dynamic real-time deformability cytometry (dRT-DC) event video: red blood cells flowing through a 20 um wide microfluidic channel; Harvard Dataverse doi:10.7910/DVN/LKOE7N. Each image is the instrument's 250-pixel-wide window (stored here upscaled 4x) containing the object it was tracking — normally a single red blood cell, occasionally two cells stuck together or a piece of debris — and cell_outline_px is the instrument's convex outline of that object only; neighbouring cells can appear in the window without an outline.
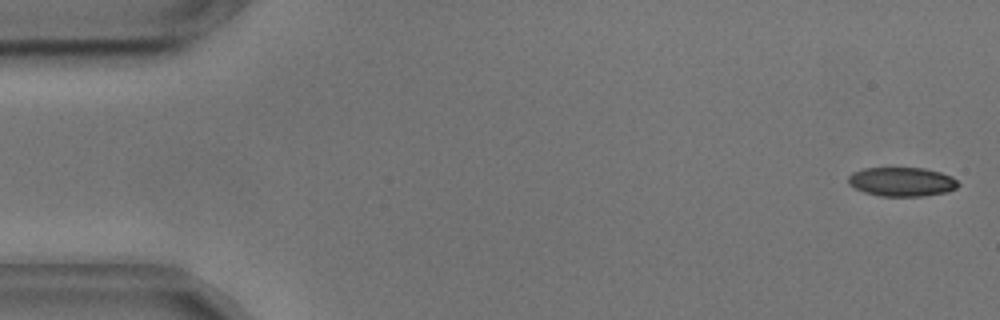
{"species": "common noctule bat (a hibernating species)", "species_latin": "Nyctalus noctula", "temperature_condition": "cold", "stored_images_in_passage": 55, "camera_frame_rate_fps": 3000, "um_per_image_px": 0.085, "animal": {"sex": "male", "body_mass_g": 17.9, "forearm_length_mm": 54.2}, "frame": {"image": 1, "passage_image": 2, "time_ms": 0.333, "image_size_px": [1000, 320], "cell_outline_px": [[960, 184], [956, 188], [948, 192], [924, 196], [880, 196], [864, 192], [848, 184], [848, 176], [852, 172], [864, 168], [924, 168], [940, 172], [952, 176]], "centroid_in_image_um": [76.66, 15.45], "position_along_channel_um": 8.3, "area_um2": 18.73}}
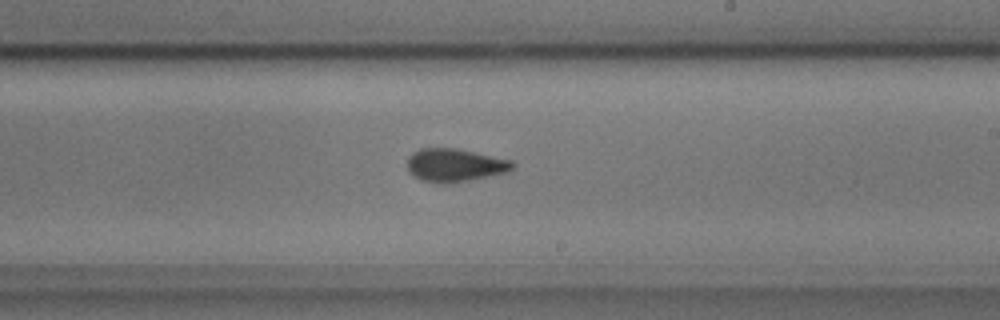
{"frame": {"image": 2, "passage_image": 32, "time_ms": 10.333, "image_size_px": [1000, 320], "cell_outline_px": [[516, 164], [508, 172], [448, 184], [440, 184], [420, 180], [412, 176], [408, 172], [408, 156], [412, 152], [420, 148], [456, 148], [512, 160]], "centroid_in_image_um": [38.63, 14.04], "position_along_channel_um": 250.4, "area_um2": 20.52}}
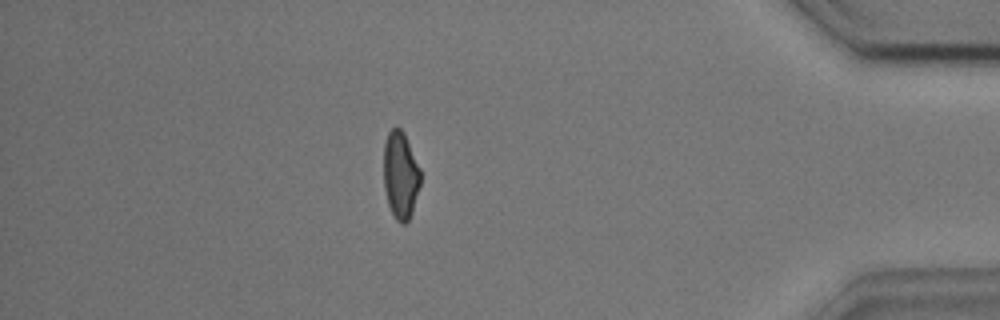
{"frame": {"image": 3, "passage_image": 48, "time_ms": 15.667, "image_size_px": [1000, 320], "cell_outline_px": [[420, 184], [412, 212], [408, 220], [404, 224], [400, 224], [396, 220], [388, 204], [384, 188], [384, 144], [388, 132], [392, 128], [400, 128], [404, 132], [420, 168]], "centroid_in_image_um": [34.04, 14.89], "position_along_channel_um": 401.2, "area_um2": 18.67}, "authors_computed_cell_mechanics": {"area_um2": 19.7676, "velocity_mm_per_s": 3.6257, "shape_relaxation_time_tau1_ms": 3.6856, "shape_relaxation_time_tau2_ms": 0.9149, "deformation_change_tau1": 0.1112, "deformation_change_tau2": 0.0525}}